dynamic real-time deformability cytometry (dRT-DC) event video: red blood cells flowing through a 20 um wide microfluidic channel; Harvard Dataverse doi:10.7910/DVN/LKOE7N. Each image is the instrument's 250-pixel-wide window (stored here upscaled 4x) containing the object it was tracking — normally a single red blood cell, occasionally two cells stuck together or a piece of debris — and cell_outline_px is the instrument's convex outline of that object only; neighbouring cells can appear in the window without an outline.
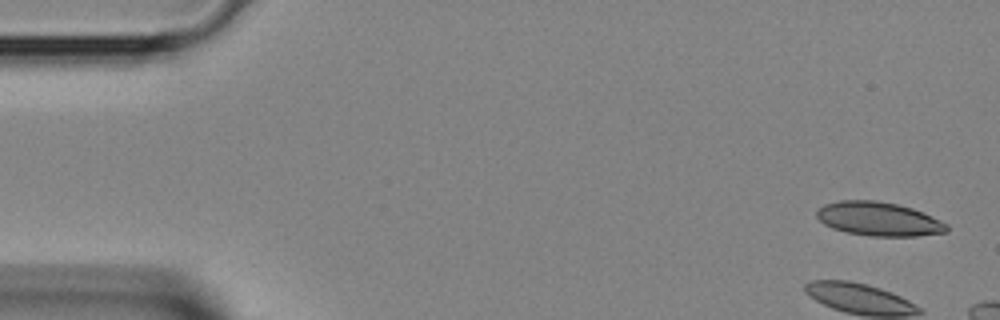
{"species": "Egyptian fruit bat (a non-hibernating species)", "species_latin": "Rousettus aegyptiacus", "temperature_condition": "room temperature", "stored_images_in_passage": 3, "camera_frame_rate_fps": 3000, "um_per_image_px": 0.085, "animal": {"sex": "female"}, "frame": {"image": 1, "passage_image": 1, "time_ms": 0.0, "image_size_px": [1000, 320], "cell_outline_px": [[948, 232], [916, 236], [872, 236], [848, 232], [832, 228], [824, 224], [816, 216], [816, 212], [824, 204], [840, 200], [876, 200], [896, 204], [912, 208], [924, 212], [948, 224]], "centroid_in_image_um": [74.71, 18.61], "position_along_channel_um": 10.3, "area_um2": 25.66}}